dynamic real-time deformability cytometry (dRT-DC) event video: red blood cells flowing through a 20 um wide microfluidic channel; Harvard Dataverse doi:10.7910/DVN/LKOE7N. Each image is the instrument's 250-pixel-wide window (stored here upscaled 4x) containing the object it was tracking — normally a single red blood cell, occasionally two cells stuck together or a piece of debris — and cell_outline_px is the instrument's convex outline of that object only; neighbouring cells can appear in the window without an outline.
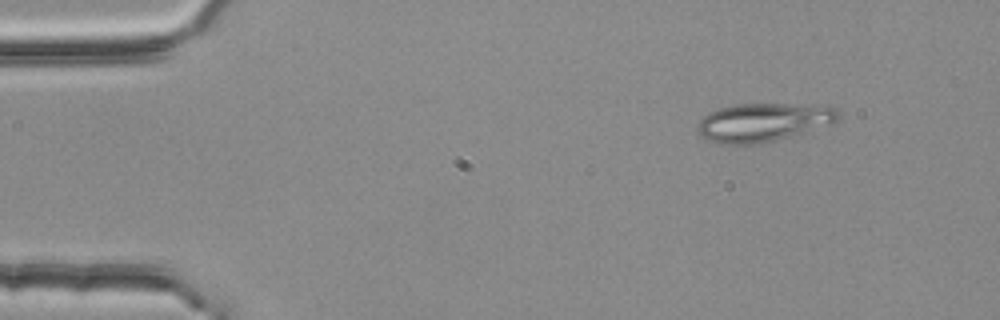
{"species": "common noctule bat (a hibernating species)", "species_latin": "Nyctalus noctula", "temperature_condition": "room temperature", "stored_images_in_passage": 50, "camera_frame_rate_fps": 3000, "um_per_image_px": 0.085, "animal": {"sex": "female", "body_mass_g": 25.1}, "frame": {"image": 1, "passage_image": 2, "time_ms": 0.333, "image_size_px": [1000, 320], "cell_outline_px": [[840, 120], [832, 124], [792, 136], [756, 144], [720, 144], [704, 140], [696, 128], [696, 124], [708, 112], [720, 108], [736, 104], [832, 104], [840, 112]], "centroid_in_image_um": [64.93, 10.38], "position_along_channel_um": 20.1, "area_um2": 32.25}}
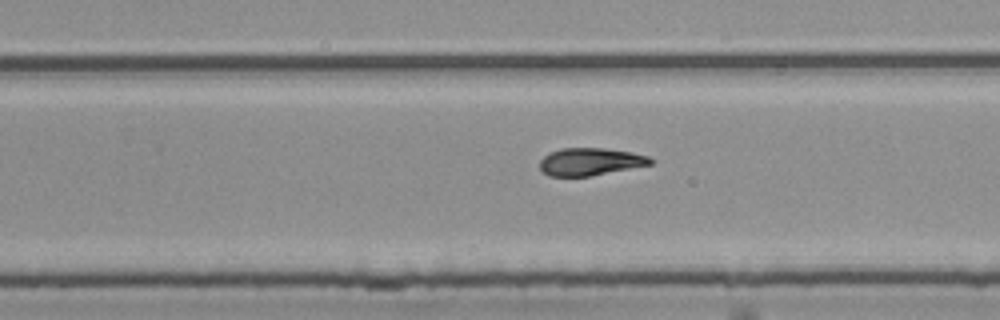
{"frame": {"image": 2, "passage_image": 30, "time_ms": 9.667, "image_size_px": [1000, 320], "cell_outline_px": [[656, 160], [652, 164], [592, 176], [548, 176], [540, 168], [540, 160], [548, 152], [560, 148], [604, 148], [632, 152], [648, 156]], "centroid_in_image_um": [50.18, 13.74], "position_along_channel_um": 279.6, "area_um2": 17.92}}
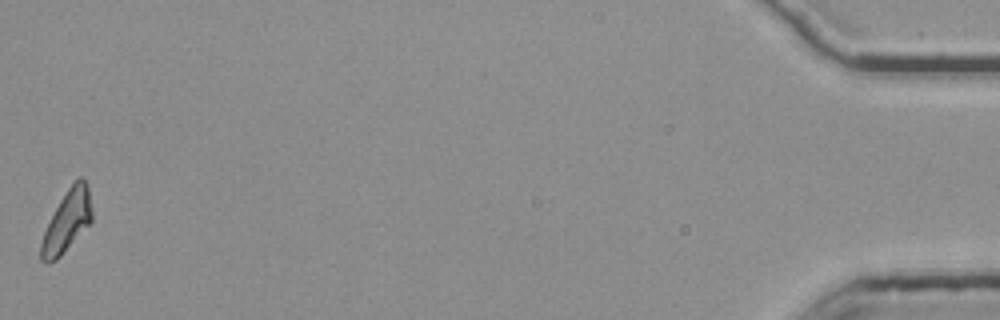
{"frame": {"image": 3, "passage_image": 50, "time_ms": 16.333, "image_size_px": [1000, 320], "cell_outline_px": [[92, 220], [60, 256], [56, 260], [48, 264], [44, 264], [40, 260], [40, 244], [44, 232], [60, 200], [68, 188], [80, 176], [84, 180], [88, 188], [92, 212]], "centroid_in_image_um": [5.67, 18.85], "position_along_channel_um": 429.5, "area_um2": 17.74}, "authors_computed_cell_mechanics": {"area_um2": 18.496, "velocity_mm_per_s": 3.7459, "shape_relaxation_time_tau1_ms": null, "shape_relaxation_time_tau2_ms": 3.4722, "deformation_change_tau1": null, "deformation_change_tau2": 0.08}}